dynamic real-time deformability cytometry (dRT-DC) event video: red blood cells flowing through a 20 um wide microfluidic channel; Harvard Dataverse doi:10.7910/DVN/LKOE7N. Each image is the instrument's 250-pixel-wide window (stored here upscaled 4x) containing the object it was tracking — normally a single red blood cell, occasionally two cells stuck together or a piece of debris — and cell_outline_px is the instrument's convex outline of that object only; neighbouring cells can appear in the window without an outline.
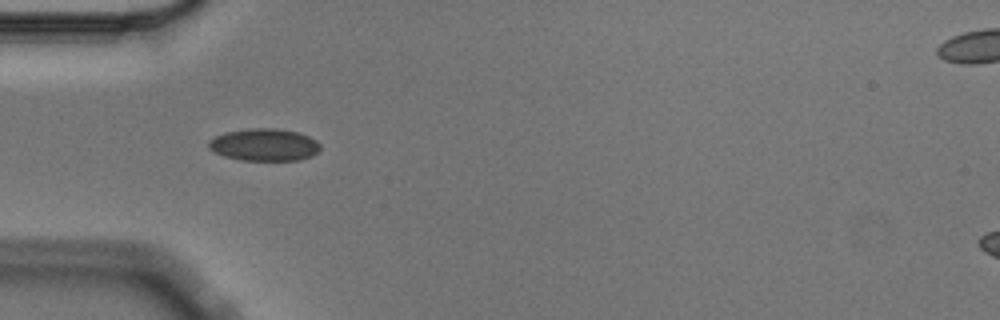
{"species": "Egyptian fruit bat (a non-hibernating species)", "species_latin": "Rousettus aegyptiacus", "temperature_condition": "cold", "stored_images_in_passage": 6, "camera_frame_rate_fps": 3000, "um_per_image_px": 0.085, "animal": {"sex": "male"}, "frame": {"image": 1, "passage_image": 5, "time_ms": 1.333, "image_size_px": [1000, 320], "cell_outline_px": [[320, 148], [312, 156], [300, 160], [240, 160], [224, 156], [212, 152], [208, 148], [208, 140], [216, 136], [228, 132], [252, 128], [276, 128], [296, 132], [308, 136], [316, 140], [320, 144]], "centroid_in_image_um": [22.44, 12.31], "position_along_channel_um": 62.6, "area_um2": 20.98}}
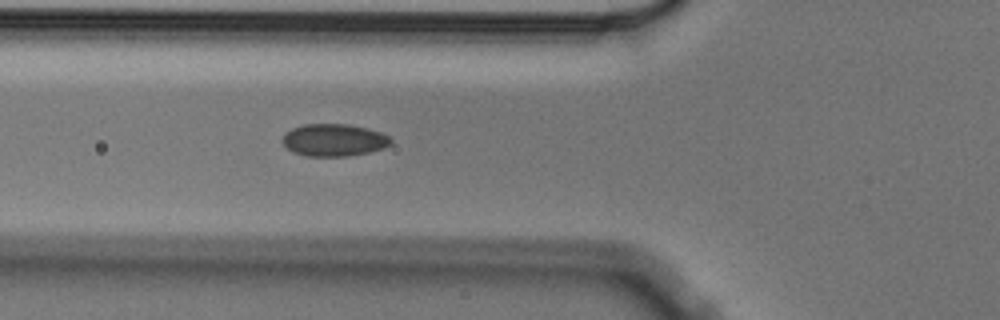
{"frame": {"image": 2, "passage_image": 6, "time_ms": 1.667, "image_size_px": [1000, 320], "cell_outline_px": [[392, 144], [384, 148], [368, 152], [348, 156], [304, 156], [292, 152], [280, 140], [284, 132], [292, 128], [304, 124], [348, 124], [368, 128], [380, 132], [388, 136], [392, 140]], "centroid_in_image_um": [28.36, 11.9], "position_along_channel_um": 97.4, "area_um2": 20.63}}